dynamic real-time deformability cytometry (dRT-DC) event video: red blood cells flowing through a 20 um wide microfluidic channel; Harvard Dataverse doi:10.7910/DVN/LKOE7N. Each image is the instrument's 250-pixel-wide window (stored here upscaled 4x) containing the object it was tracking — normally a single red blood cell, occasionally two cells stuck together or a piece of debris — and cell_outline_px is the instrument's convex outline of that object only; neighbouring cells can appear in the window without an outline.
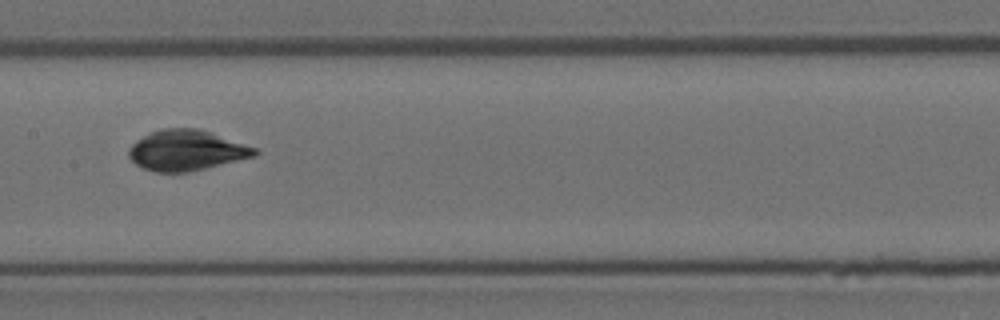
{"species": "Egyptian fruit bat (a non-hibernating species)", "species_latin": "Rousettus aegyptiacus", "temperature_condition": "room temperature", "stored_images_in_passage": 5, "camera_frame_rate_fps": 3000, "um_per_image_px": 0.085, "animal": {"sex": "female"}, "frame": {"image": 1, "passage_image": 5, "time_ms": 1.333, "image_size_px": [1000, 320], "cell_outline_px": [[260, 152], [256, 156], [188, 172], [156, 172], [144, 168], [136, 164], [128, 156], [128, 148], [132, 144], [144, 136], [160, 128], [196, 128], [212, 132], [256, 148]], "centroid_in_image_um": [15.86, 12.77], "position_along_channel_um": 191.5, "area_um2": 29.59}}